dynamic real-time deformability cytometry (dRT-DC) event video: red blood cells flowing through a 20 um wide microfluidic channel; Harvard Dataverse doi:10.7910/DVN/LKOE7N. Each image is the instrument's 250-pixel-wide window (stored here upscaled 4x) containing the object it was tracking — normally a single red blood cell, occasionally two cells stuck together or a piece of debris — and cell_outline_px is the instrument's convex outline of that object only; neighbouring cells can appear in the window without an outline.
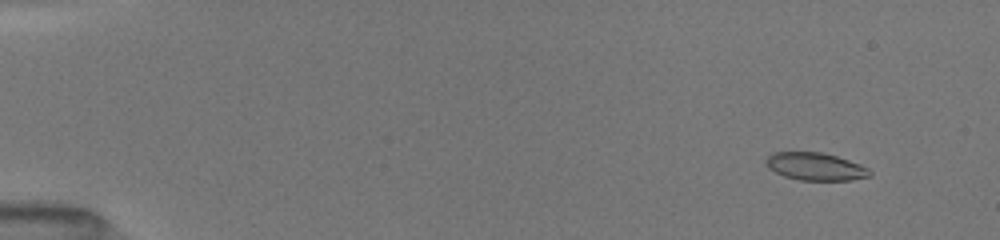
{"species": "common noctule bat (a hibernating species)", "species_latin": "Nyctalus noctula", "temperature_condition": "room temperature", "stored_images_in_passage": 22, "camera_frame_rate_fps": 3000, "um_per_image_px": 0.085, "animal": {"sex": "female", "body_mass_g": 19.5, "forearm_length_mm": 54.1}, "frame": {"image": 1, "passage_image": 4, "time_ms": 1.333, "image_size_px": [1000, 240], "cell_outline_px": [[872, 176], [852, 180], [800, 180], [784, 176], [768, 168], [764, 160], [772, 152], [820, 152], [836, 156], [860, 164], [868, 168], [872, 172]], "centroid_in_image_um": [69.31, 14.16], "position_along_channel_um": 15.7, "area_um2": 16.76}}
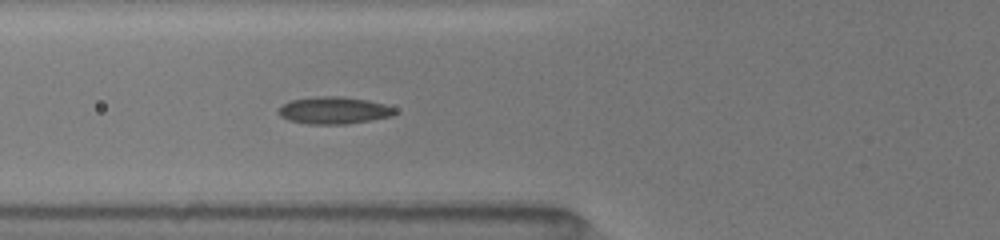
{"frame": {"image": 2, "passage_image": 17, "time_ms": 6.667, "image_size_px": [1000, 240], "cell_outline_px": [[396, 112], [392, 116], [348, 124], [308, 124], [288, 120], [280, 116], [276, 112], [288, 100], [316, 96], [344, 96], [368, 100], [384, 104], [396, 108]], "centroid_in_image_um": [28.36, 9.37], "position_along_channel_um": 97.4, "area_um2": 18.61}}
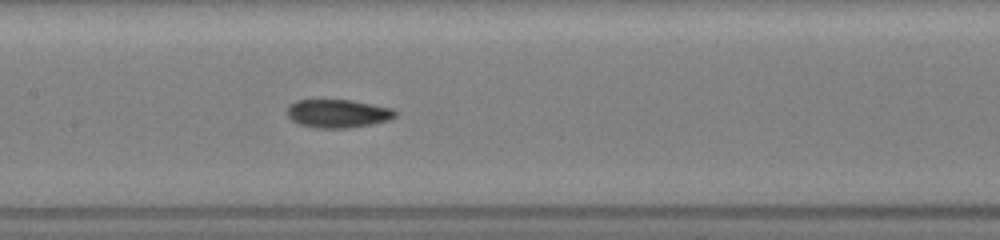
{"frame": {"image": 3, "passage_image": 22, "time_ms": 8.667, "image_size_px": [1000, 240], "cell_outline_px": [[396, 116], [388, 120], [372, 124], [348, 128], [316, 128], [300, 124], [292, 120], [288, 116], [288, 104], [296, 100], [352, 100], [392, 108], [396, 112]], "centroid_in_image_um": [28.71, 9.65], "position_along_channel_um": 178.7, "area_um2": 17.8}}